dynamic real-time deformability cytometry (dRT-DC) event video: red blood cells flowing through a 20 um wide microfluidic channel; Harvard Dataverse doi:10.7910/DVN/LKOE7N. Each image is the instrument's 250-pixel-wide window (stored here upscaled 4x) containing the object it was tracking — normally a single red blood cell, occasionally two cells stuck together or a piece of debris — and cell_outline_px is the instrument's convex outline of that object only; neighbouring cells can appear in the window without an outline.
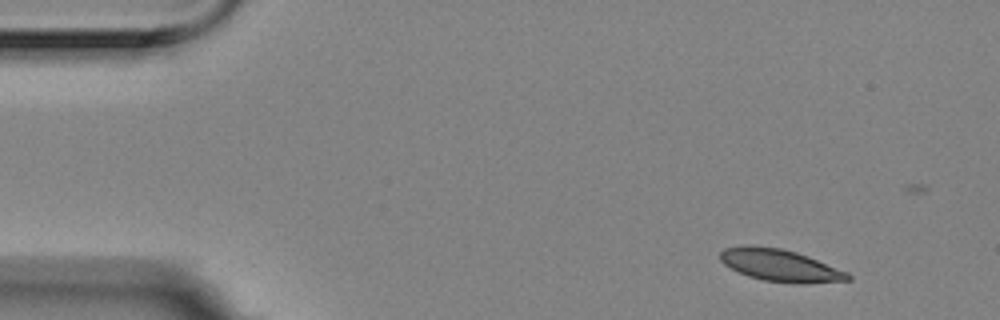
{"species": "Egyptian fruit bat (a non-hibernating species)", "species_latin": "Rousettus aegyptiacus", "temperature_condition": "room temperature", "stored_images_in_passage": 5, "camera_frame_rate_fps": 3000, "um_per_image_px": 0.085, "animal": {"sex": "female"}, "frame": {"image": 1, "passage_image": 1, "time_ms": 0.0, "image_size_px": [1000, 320], "cell_outline_px": [[852, 280], [804, 284], [792, 284], [764, 280], [748, 276], [724, 264], [720, 260], [720, 252], [724, 248], [748, 244], [780, 248], [796, 252], [808, 256], [848, 272], [852, 276]], "centroid_in_image_um": [66.34, 22.56], "position_along_channel_um": 18.7, "area_um2": 24.1}}
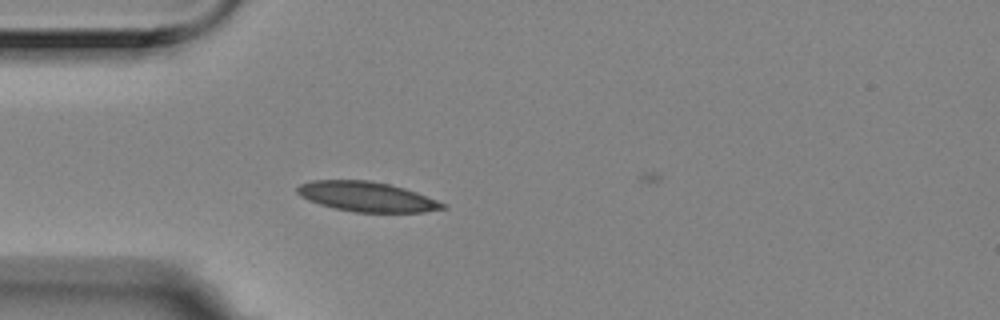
{"frame": {"image": 2, "passage_image": 4, "time_ms": 1.0, "image_size_px": [1000, 320], "cell_outline_px": [[448, 208], [424, 212], [356, 212], [336, 208], [320, 204], [308, 200], [300, 196], [296, 192], [296, 188], [300, 184], [312, 180], [368, 180], [388, 184], [404, 188], [416, 192], [448, 204]], "centroid_in_image_um": [31.2, 16.72], "position_along_channel_um": 53.8, "area_um2": 25.26}}